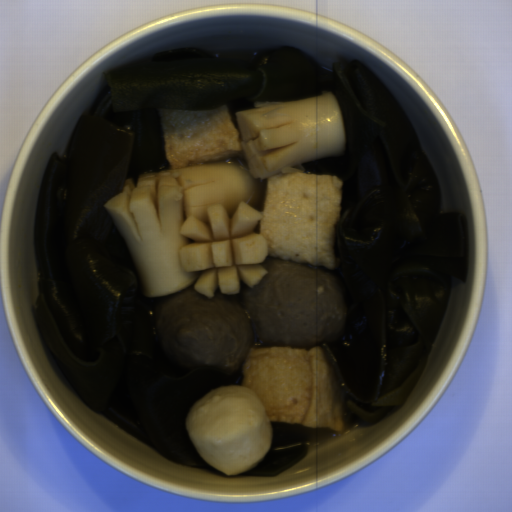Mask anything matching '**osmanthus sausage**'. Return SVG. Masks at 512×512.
Wrapping results in <instances>:
<instances>
[{
	"mask_svg": "<svg viewBox=\"0 0 512 512\" xmlns=\"http://www.w3.org/2000/svg\"><path fill=\"white\" fill-rule=\"evenodd\" d=\"M238 155L125 181L103 205L131 258L143 294L188 286L208 297L240 293L267 271L261 233L267 179L287 166L336 155L347 141L333 93L238 110Z\"/></svg>",
	"mask_w": 512,
	"mask_h": 512,
	"instance_id": "1",
	"label": "osmanthus sausage"
}]
</instances>
